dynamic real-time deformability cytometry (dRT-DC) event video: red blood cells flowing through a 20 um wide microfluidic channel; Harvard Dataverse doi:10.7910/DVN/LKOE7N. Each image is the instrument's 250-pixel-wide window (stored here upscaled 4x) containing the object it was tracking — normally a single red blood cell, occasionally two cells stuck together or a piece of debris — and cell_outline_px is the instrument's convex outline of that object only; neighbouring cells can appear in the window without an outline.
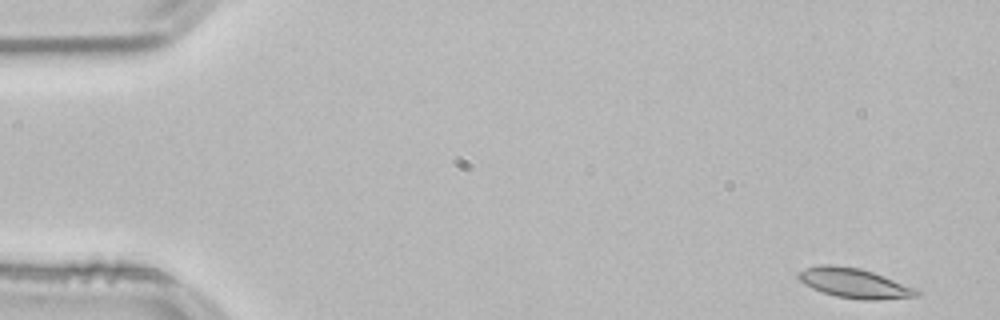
{"species": "common noctule bat (a hibernating species)", "species_latin": "Nyctalus noctula", "temperature_condition": "room temperature", "stored_images_in_passage": 52, "camera_frame_rate_fps": 3000, "um_per_image_px": 0.085, "animal": {"sex": "male", "body_mass_g": 21.5, "forearm_length_mm": 52.0}, "frame": {"image": 1, "passage_image": 1, "time_ms": 0.0, "image_size_px": [1000, 320], "cell_outline_px": [[920, 296], [876, 300], [864, 300], [836, 296], [812, 288], [804, 284], [796, 276], [796, 272], [804, 268], [820, 264], [832, 264], [860, 268], [884, 276], [912, 288], [920, 292]], "centroid_in_image_um": [72.54, 24.05], "position_along_channel_um": 12.5, "area_um2": 20.35}}
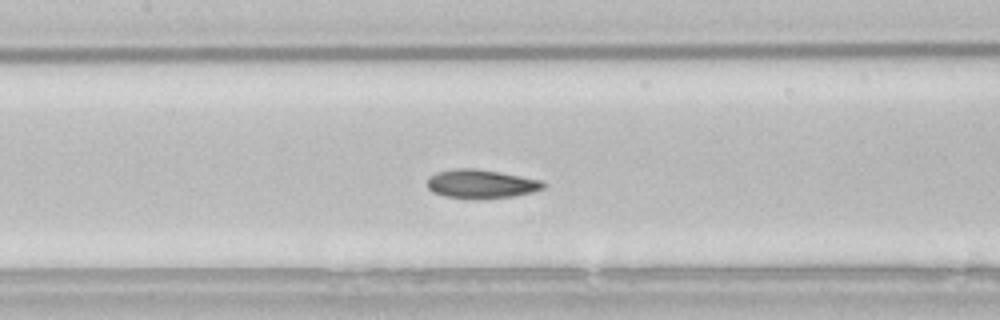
{"frame": {"image": 2, "passage_image": 23, "time_ms": 7.333, "image_size_px": [1000, 320], "cell_outline_px": [[544, 188], [532, 192], [512, 196], [444, 196], [432, 192], [428, 188], [428, 176], [436, 172], [452, 168], [476, 168], [500, 172], [540, 180], [544, 184]], "centroid_in_image_um": [40.84, 15.57], "position_along_channel_um": 166.6, "area_um2": 18.67}}
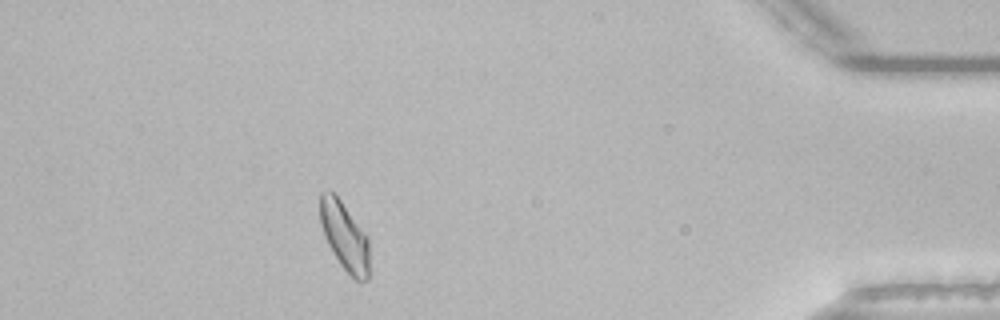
{"frame": {"image": 3, "passage_image": 46, "time_ms": 15.0, "image_size_px": [1000, 320], "cell_outline_px": [[368, 280], [356, 280], [340, 264], [328, 244], [324, 236], [320, 220], [320, 192], [332, 192], [340, 200], [368, 236]], "centroid_in_image_um": [29.28, 20.07], "position_along_channel_um": 405.9, "area_um2": 19.19}, "authors_computed_cell_mechanics": {"area_um2": 19.4497, "velocity_mm_per_s": 3.7939, "shape_relaxation_time_tau1_ms": 2.3891, "shape_relaxation_time_tau2_ms": 3.0527, "deformation_change_tau1": 0.1011, "deformation_change_tau2": 0.0822}}